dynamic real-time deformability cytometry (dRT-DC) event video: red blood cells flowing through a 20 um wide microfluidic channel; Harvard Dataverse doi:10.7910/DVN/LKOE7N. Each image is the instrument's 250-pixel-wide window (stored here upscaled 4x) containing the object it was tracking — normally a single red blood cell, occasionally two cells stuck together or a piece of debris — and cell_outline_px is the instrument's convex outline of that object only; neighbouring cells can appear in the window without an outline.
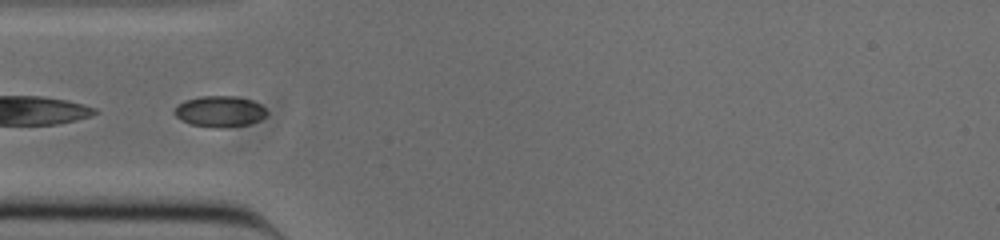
{"species": "common noctule bat (a hibernating species)", "species_latin": "Nyctalus noctula", "temperature_condition": "cold", "stored_images_in_passage": 32, "camera_frame_rate_fps": 3000, "um_per_image_px": 0.085, "animal": {"sex": "male", "body_mass_g": 20.0, "forearm_length_mm": 53.3}, "frame": {"image": 1, "passage_image": 1, "time_ms": 0.0, "image_size_px": [1000, 240], "cell_outline_px": [[268, 112], [260, 120], [248, 124], [220, 128], [212, 128], [192, 124], [180, 120], [172, 112], [176, 104], [184, 100], [200, 96], [236, 96], [252, 100], [260, 104]], "centroid_in_image_um": [18.63, 9.46], "position_along_channel_um": 66.4, "area_um2": 16.88}}
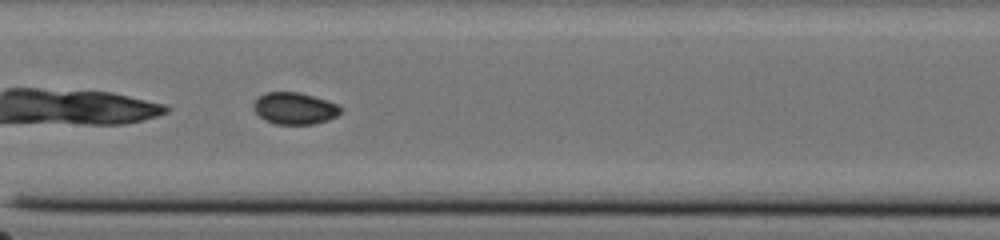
{"frame": {"image": 2, "passage_image": 10, "time_ms": 3.0, "image_size_px": [1000, 240], "cell_outline_px": [[344, 108], [336, 116], [328, 120], [316, 124], [276, 124], [264, 120], [252, 108], [252, 104], [264, 92], [300, 92], [336, 104]], "centroid_in_image_um": [25.03, 9.22], "position_along_channel_um": 182.4, "area_um2": 16.13}}
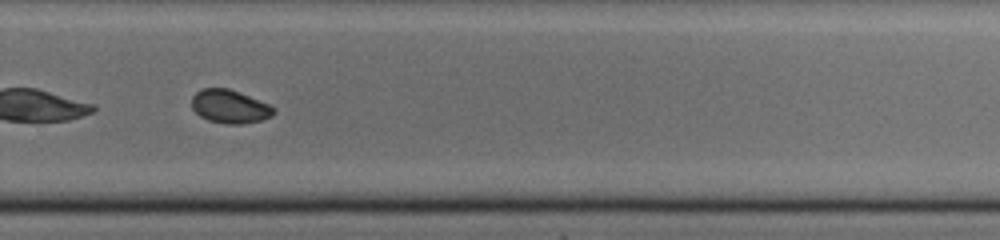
{"frame": {"image": 3, "passage_image": 20, "time_ms": 6.333, "image_size_px": [1000, 240], "cell_outline_px": [[276, 112], [272, 116], [264, 120], [240, 124], [228, 124], [208, 120], [200, 116], [192, 108], [192, 96], [200, 88], [228, 88], [268, 104], [276, 108]], "centroid_in_image_um": [19.53, 9.06], "position_along_channel_um": 310.3, "area_um2": 15.95}}